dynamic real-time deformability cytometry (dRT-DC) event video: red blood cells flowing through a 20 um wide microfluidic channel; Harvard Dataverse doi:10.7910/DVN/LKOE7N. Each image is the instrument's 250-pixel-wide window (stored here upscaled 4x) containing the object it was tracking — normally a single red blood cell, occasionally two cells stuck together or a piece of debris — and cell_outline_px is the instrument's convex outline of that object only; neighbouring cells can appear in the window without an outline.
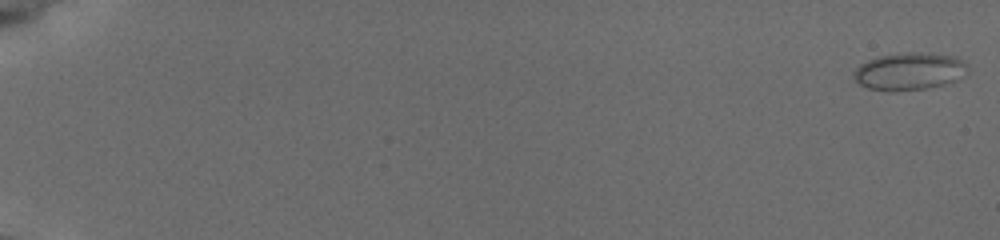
{"species": "common noctule bat (a hibernating species)", "species_latin": "Nyctalus noctula", "temperature_condition": "cold", "stored_images_in_passage": 58, "camera_frame_rate_fps": 3000, "um_per_image_px": 0.085, "animal": {"sex": "female", "body_mass_g": 19.5, "forearm_length_mm": 54.1}, "frame": {"image": 1, "passage_image": 1, "time_ms": 0.0, "image_size_px": [1000, 240], "cell_outline_px": [[968, 72], [944, 84], [924, 88], [896, 92], [892, 92], [868, 88], [860, 84], [856, 80], [856, 68], [860, 64], [868, 60], [880, 56], [908, 52], [920, 52], [956, 56], [964, 64]], "centroid_in_image_um": [77.27, 6.06], "position_along_channel_um": 7.7, "area_um2": 24.33}}
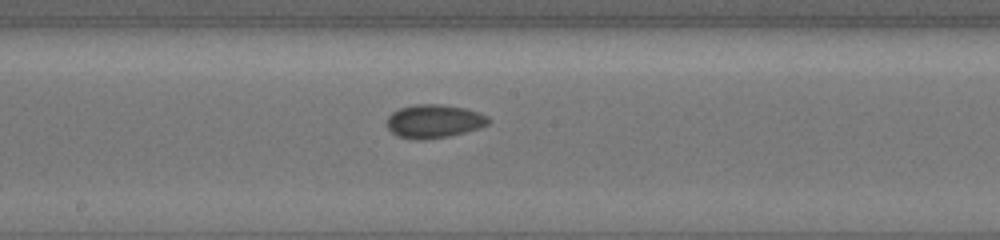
{"frame": {"image": 2, "passage_image": 34, "time_ms": 11.0, "image_size_px": [1000, 240], "cell_outline_px": [[488, 124], [464, 132], [448, 136], [420, 140], [416, 140], [400, 136], [392, 132], [388, 128], [388, 116], [392, 112], [400, 108], [416, 104], [440, 104], [464, 108], [488, 116]], "centroid_in_image_um": [36.86, 10.3], "position_along_channel_um": 211.3, "area_um2": 19.36}}
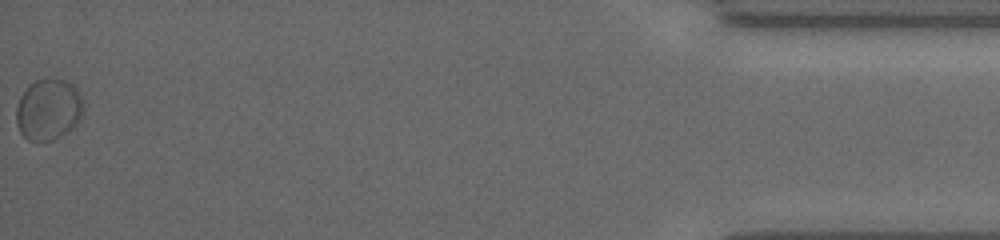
{"frame": {"image": 3, "passage_image": 58, "time_ms": 19.0, "image_size_px": [1000, 240], "cell_outline_px": [[84, 104], [80, 120], [72, 128], [60, 136], [52, 140], [28, 140], [20, 132], [16, 124], [16, 108], [20, 96], [36, 80], [64, 80], [72, 84], [76, 88]], "centroid_in_image_um": [4.12, 9.33], "position_along_channel_um": 431.1, "area_um2": 23.58}, "authors_computed_cell_mechanics": {"area_um2": 19.3052, "velocity_mm_per_s": 3.7265, "shape_relaxation_time_tau1_ms": 4.6613, "shape_relaxation_time_tau2_ms": null, "deformation_change_tau1": 0.0628, "deformation_change_tau2": null}}